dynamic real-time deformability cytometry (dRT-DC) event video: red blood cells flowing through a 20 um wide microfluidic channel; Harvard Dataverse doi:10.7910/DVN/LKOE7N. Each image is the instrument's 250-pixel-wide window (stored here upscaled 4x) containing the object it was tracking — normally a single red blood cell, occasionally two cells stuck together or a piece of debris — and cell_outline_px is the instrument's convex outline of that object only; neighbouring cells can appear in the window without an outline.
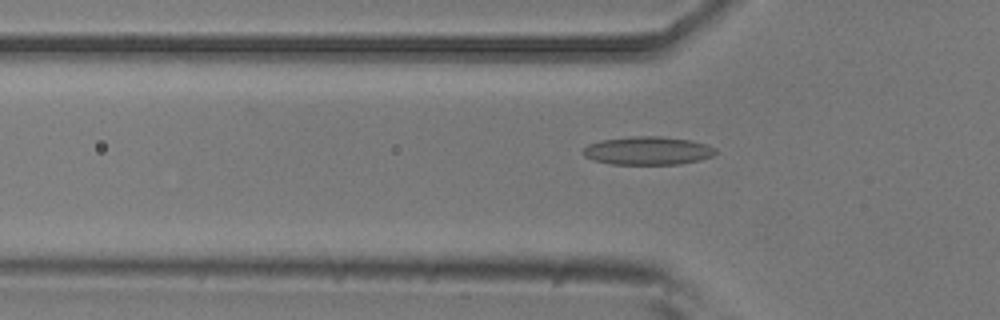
{"species": "common noctule bat (a hibernating species)", "species_latin": "Nyctalus noctula", "temperature_condition": "room temperature", "stored_images_in_passage": 43, "camera_frame_rate_fps": 3000, "um_per_image_px": 0.085, "animal": {"sex": "male", "body_mass_g": 20.5, "forearm_length_mm": 52.5}, "frame": {"image": 1, "passage_image": 17, "time_ms": 5.333, "image_size_px": [1000, 320], "cell_outline_px": [[716, 152], [712, 156], [700, 160], [680, 164], [612, 164], [592, 160], [584, 156], [580, 152], [588, 144], [600, 140], [632, 136], [660, 136], [692, 140], [716, 148]], "centroid_in_image_um": [55.03, 12.81], "position_along_channel_um": 70.8, "area_um2": 21.96}}
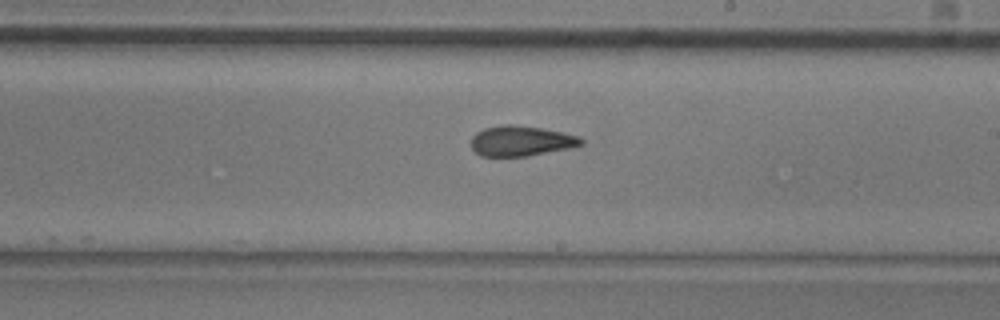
{"frame": {"image": 2, "passage_image": 31, "time_ms": 10.0, "image_size_px": [1000, 320], "cell_outline_px": [[584, 144], [568, 148], [528, 156], [480, 156], [472, 148], [472, 136], [476, 132], [484, 128], [504, 124], [512, 124], [540, 128], [580, 136], [584, 140]], "centroid_in_image_um": [44.28, 11.98], "position_along_channel_um": 244.7, "area_um2": 19.31}}
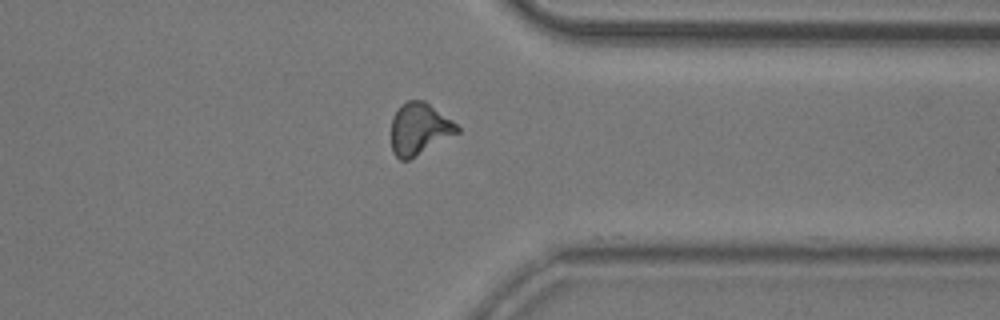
{"frame": {"image": 3, "passage_image": 42, "time_ms": 13.667, "image_size_px": [1000, 320], "cell_outline_px": [[460, 132], [408, 160], [400, 160], [392, 152], [392, 116], [400, 104], [408, 100], [424, 100], [452, 120], [460, 128]], "centroid_in_image_um": [35.63, 10.94], "position_along_channel_um": 375.8, "area_um2": 19.88}, "authors_computed_cell_mechanics": {"area_um2": 20.1722, "velocity_mm_per_s": 3.7037, "shape_relaxation_time_tau1_ms": null, "shape_relaxation_time_tau2_ms": 2.6753, "deformation_change_tau1": null, "deformation_change_tau2": 0.1098}}